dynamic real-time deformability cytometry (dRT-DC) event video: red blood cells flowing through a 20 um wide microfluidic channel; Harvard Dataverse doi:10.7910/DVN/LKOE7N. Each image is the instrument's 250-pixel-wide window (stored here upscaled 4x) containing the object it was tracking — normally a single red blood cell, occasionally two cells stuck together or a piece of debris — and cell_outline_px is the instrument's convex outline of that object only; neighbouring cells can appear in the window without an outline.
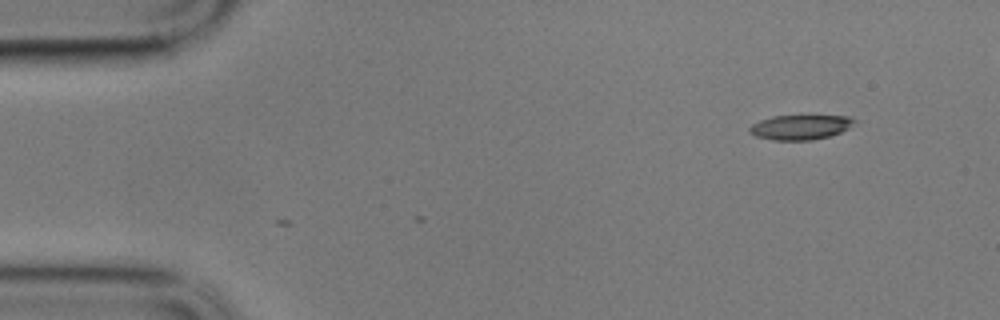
{"species": "common noctule bat (a hibernating species)", "species_latin": "Nyctalus noctula", "temperature_condition": "cold", "stored_images_in_passage": 3, "camera_frame_rate_fps": 3000, "um_per_image_px": 0.085, "animal": {"sex": "male", "body_mass_g": 17.9}, "frame": {"image": 1, "passage_image": 1, "time_ms": 0.0, "image_size_px": [1000, 320], "cell_outline_px": [[856, 120], [848, 128], [840, 132], [828, 136], [812, 140], [772, 140], [756, 136], [748, 132], [748, 128], [752, 124], [760, 120], [772, 116], [848, 116]], "centroid_in_image_um": [67.98, 10.81], "position_along_channel_um": 17.0, "area_um2": 14.97}}